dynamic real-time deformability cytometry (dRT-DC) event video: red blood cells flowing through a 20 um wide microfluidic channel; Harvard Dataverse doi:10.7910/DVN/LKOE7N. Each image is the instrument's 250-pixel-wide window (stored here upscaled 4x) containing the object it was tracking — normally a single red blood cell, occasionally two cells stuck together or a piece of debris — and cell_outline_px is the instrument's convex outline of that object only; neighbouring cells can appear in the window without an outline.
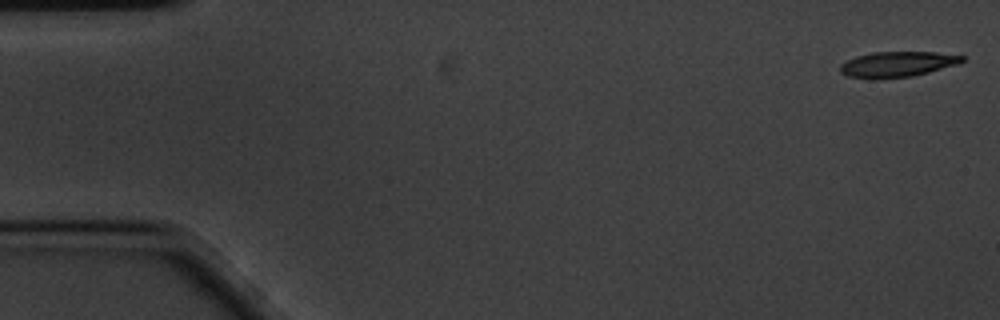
{"species": "common noctule bat (a hibernating species)", "species_latin": "Nyctalus noctula", "temperature_condition": "cold", "stored_images_in_passage": 10, "camera_frame_rate_fps": 3000, "um_per_image_px": 0.085, "animal": {"sex": "male", "body_mass_g": 20.1, "forearm_length_mm": 53.5}, "frame": {"image": 1, "passage_image": 1, "time_ms": 0.0, "image_size_px": [1000, 320], "cell_outline_px": [[964, 60], [956, 64], [928, 72], [912, 76], [872, 80], [848, 76], [840, 72], [840, 64], [856, 56], [872, 52], [936, 52], [964, 56]], "centroid_in_image_um": [76.21, 5.47], "position_along_channel_um": 8.8, "area_um2": 18.09}}